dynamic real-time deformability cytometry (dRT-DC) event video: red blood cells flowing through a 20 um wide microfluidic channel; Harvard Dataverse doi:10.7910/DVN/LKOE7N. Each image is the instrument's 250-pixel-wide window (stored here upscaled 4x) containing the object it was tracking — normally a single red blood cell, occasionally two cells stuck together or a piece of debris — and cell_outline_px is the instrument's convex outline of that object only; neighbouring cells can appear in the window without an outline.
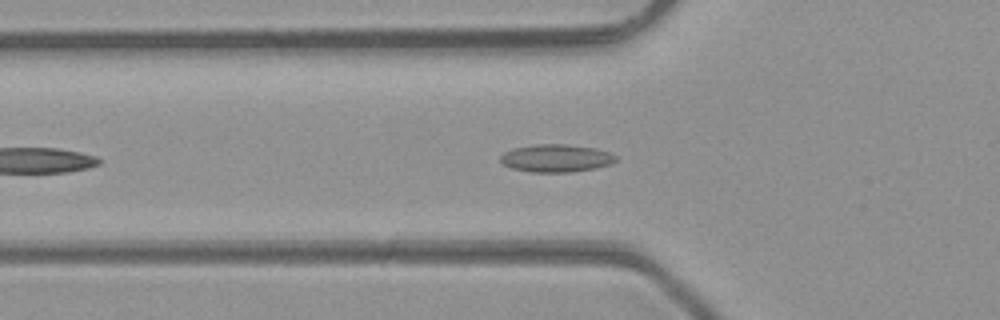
{"species": "common noctule bat (a hibernating species)", "species_latin": "Nyctalus noctula", "temperature_condition": "room temperature", "stored_images_in_passage": 20, "camera_frame_rate_fps": 3000, "um_per_image_px": 0.085, "animal": {"sex": "male", "body_mass_g": 23.1, "forearm_length_mm": 52.7}, "frame": {"image": 1, "passage_image": 7, "time_ms": 2.0, "image_size_px": [1000, 320], "cell_outline_px": [[616, 160], [612, 164], [596, 168], [572, 172], [532, 172], [512, 168], [504, 164], [500, 160], [500, 156], [504, 152], [512, 148], [536, 144], [564, 144], [596, 148], [608, 152], [616, 156]], "centroid_in_image_um": [47.27, 13.44], "position_along_channel_um": 78.5, "area_um2": 18.67}}
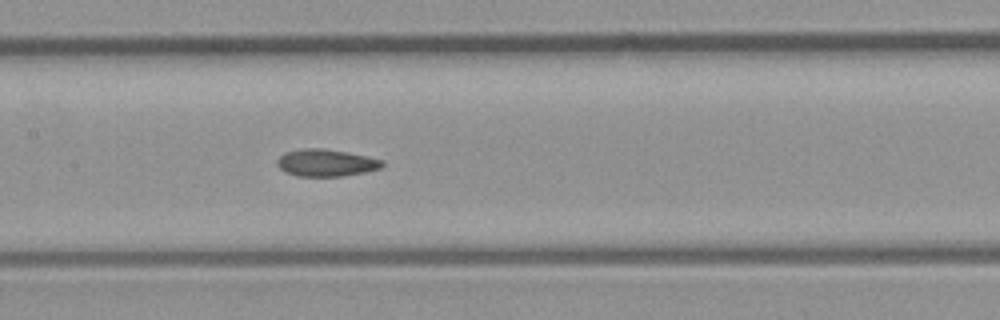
{"frame": {"image": 2, "passage_image": 14, "time_ms": 4.333, "image_size_px": [1000, 320], "cell_outline_px": [[384, 164], [380, 168], [364, 172], [340, 176], [296, 176], [284, 172], [276, 164], [276, 160], [284, 152], [304, 148], [324, 148], [348, 152], [368, 156], [384, 160]], "centroid_in_image_um": [27.69, 13.83], "position_along_channel_um": 179.7, "area_um2": 16.76}}
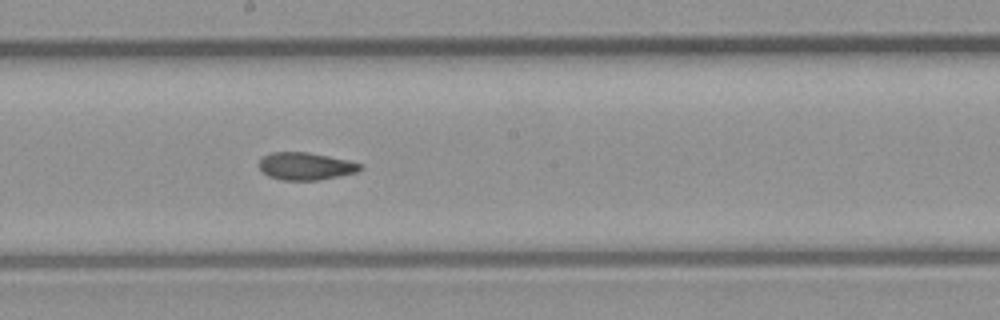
{"frame": {"image": 3, "passage_image": 17, "time_ms": 5.333, "image_size_px": [1000, 320], "cell_outline_px": [[364, 164], [356, 172], [340, 176], [320, 180], [280, 180], [268, 176], [260, 168], [260, 160], [264, 156], [272, 152], [308, 152], [348, 160]], "centroid_in_image_um": [25.99, 14.13], "position_along_channel_um": 222.2, "area_um2": 16.13}}